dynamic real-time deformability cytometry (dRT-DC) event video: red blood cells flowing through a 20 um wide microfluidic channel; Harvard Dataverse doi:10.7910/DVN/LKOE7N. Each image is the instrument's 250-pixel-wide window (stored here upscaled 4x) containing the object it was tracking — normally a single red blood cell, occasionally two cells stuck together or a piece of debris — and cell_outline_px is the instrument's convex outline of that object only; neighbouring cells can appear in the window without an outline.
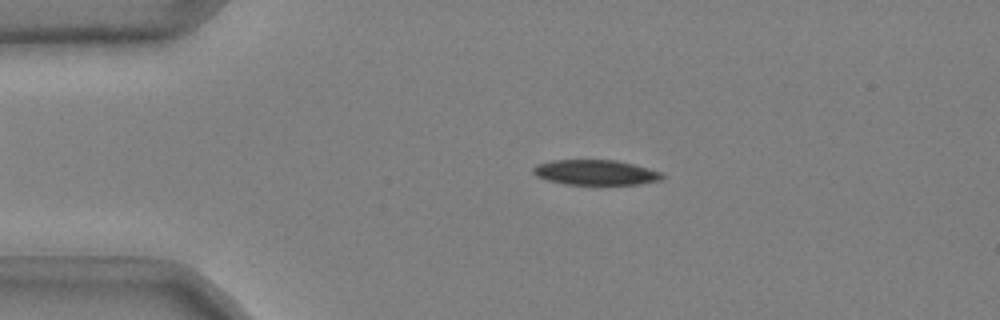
{"species": "common noctule bat (a hibernating species)", "species_latin": "Nyctalus noctula", "temperature_condition": "cold", "stored_images_in_passage": 50, "camera_frame_rate_fps": 3000, "um_per_image_px": 0.085, "animal": {"sex": "male", "body_mass_g": 20.4}, "frame": {"image": 1, "passage_image": 10, "time_ms": 3.0, "image_size_px": [1000, 320], "cell_outline_px": [[664, 176], [660, 180], [640, 184], [564, 184], [548, 180], [536, 176], [532, 172], [532, 168], [536, 164], [552, 160], [616, 160], [648, 168], [660, 172]], "centroid_in_image_um": [50.58, 14.65], "position_along_channel_um": 34.4, "area_um2": 18.79}}
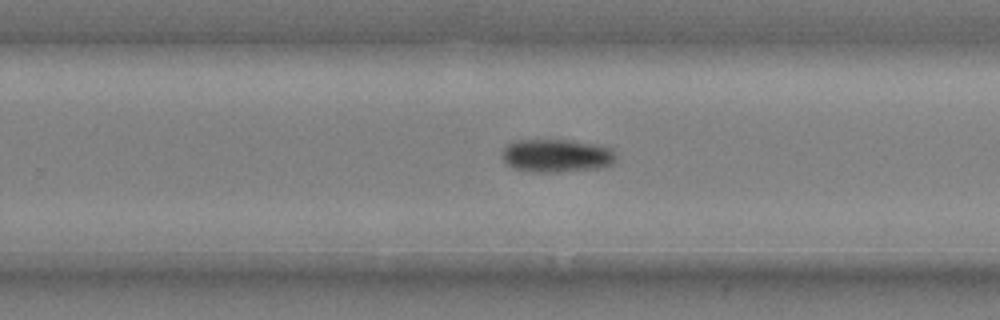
{"frame": {"image": 2, "passage_image": 33, "time_ms": 10.667, "image_size_px": [1000, 320], "cell_outline_px": [[616, 160], [612, 164], [604, 168], [556, 172], [532, 172], [512, 168], [504, 164], [504, 148], [508, 144], [516, 140], [568, 140], [596, 144], [612, 148], [616, 152]], "centroid_in_image_um": [47.35, 13.24], "position_along_channel_um": 282.4, "area_um2": 22.25}}
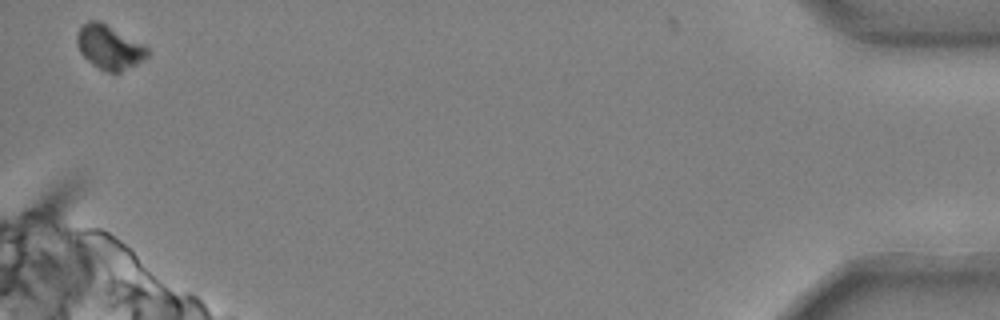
{"frame": {"image": 3, "passage_image": 50, "time_ms": 16.333, "image_size_px": [1000, 320], "cell_outline_px": [[148, 56], [144, 60], [120, 72], [104, 72], [92, 64], [80, 52], [76, 40], [76, 36], [80, 28], [88, 20], [100, 20], [144, 44], [148, 48]], "centroid_in_image_um": [9.3, 4.0], "position_along_channel_um": 425.9, "area_um2": 18.15}, "authors_computed_cell_mechanics": {"area_um2": 20.4612, "velocity_mm_per_s": 3.7115, "shape_relaxation_time_tau1_ms": 4.8052, "shape_relaxation_time_tau2_ms": null, "deformation_change_tau1": 0.1489, "deformation_change_tau2": null}}